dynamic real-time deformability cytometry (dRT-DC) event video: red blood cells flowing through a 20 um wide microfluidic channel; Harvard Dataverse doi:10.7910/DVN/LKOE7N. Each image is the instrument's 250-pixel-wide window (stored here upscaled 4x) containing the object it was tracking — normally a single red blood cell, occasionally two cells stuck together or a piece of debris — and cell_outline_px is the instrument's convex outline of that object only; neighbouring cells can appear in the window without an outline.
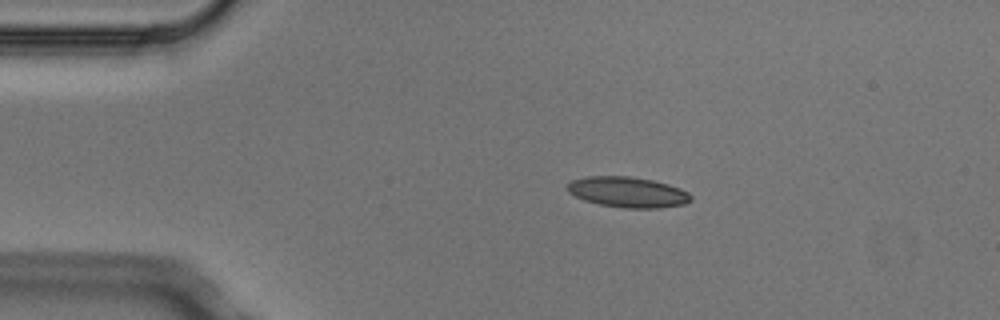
{"species": "Egyptian fruit bat (a non-hibernating species)", "species_latin": "Rousettus aegyptiacus", "temperature_condition": "cold", "stored_images_in_passage": 4, "camera_frame_rate_fps": 3000, "um_per_image_px": 0.085, "animal": {"sex": "male"}, "frame": {"image": 1, "passage_image": 2, "time_ms": 0.333, "image_size_px": [1000, 320], "cell_outline_px": [[692, 200], [684, 204], [660, 208], [624, 208], [600, 204], [584, 200], [568, 192], [568, 184], [572, 180], [588, 176], [628, 176], [652, 180], [668, 184], [680, 188], [688, 192], [692, 196]], "centroid_in_image_um": [53.38, 16.33], "position_along_channel_um": 31.6, "area_um2": 21.91}}
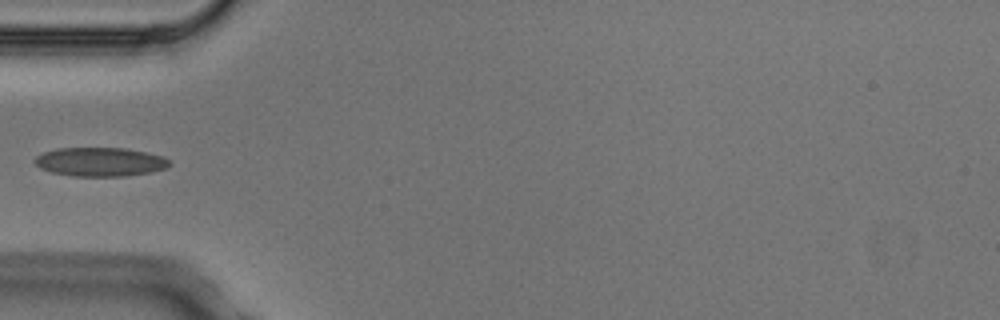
{"frame": {"image": 2, "passage_image": 4, "time_ms": 1.0, "image_size_px": [1000, 320], "cell_outline_px": [[172, 164], [164, 168], [148, 172], [124, 176], [72, 176], [52, 172], [40, 168], [32, 160], [36, 156], [44, 152], [56, 148], [124, 148], [164, 156], [172, 160]], "centroid_in_image_um": [8.5, 13.75], "position_along_channel_um": 76.5, "area_um2": 22.66}}